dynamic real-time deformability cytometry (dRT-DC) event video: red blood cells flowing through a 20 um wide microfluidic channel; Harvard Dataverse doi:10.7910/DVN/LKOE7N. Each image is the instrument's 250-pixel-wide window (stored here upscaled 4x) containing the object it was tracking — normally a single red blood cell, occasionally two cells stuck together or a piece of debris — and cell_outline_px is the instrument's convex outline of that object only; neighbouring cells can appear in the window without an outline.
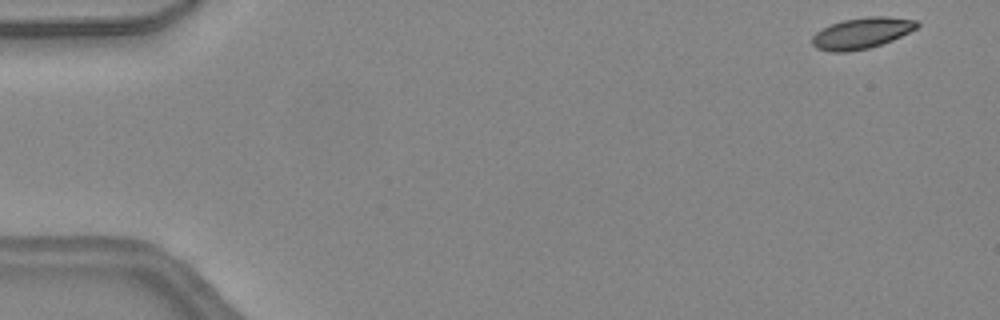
{"species": "common noctule bat (a hibernating species)", "species_latin": "Nyctalus noctula", "temperature_condition": "warm", "stored_images_in_passage": 14, "camera_frame_rate_fps": 3000, "um_per_image_px": 0.085, "animal": {"sex": "female", "body_mass_g": 24.6, "forearm_length_mm": 56.2}, "frame": {"image": 1, "passage_image": 1, "time_ms": 0.0, "image_size_px": [1000, 320], "cell_outline_px": [[920, 24], [916, 28], [892, 40], [868, 48], [848, 52], [832, 52], [816, 48], [812, 44], [812, 36], [816, 32], [832, 24], [844, 20], [868, 16], [888, 16], [916, 20]], "centroid_in_image_um": [73.24, 2.81], "position_along_channel_um": 11.8, "area_um2": 18.79}}